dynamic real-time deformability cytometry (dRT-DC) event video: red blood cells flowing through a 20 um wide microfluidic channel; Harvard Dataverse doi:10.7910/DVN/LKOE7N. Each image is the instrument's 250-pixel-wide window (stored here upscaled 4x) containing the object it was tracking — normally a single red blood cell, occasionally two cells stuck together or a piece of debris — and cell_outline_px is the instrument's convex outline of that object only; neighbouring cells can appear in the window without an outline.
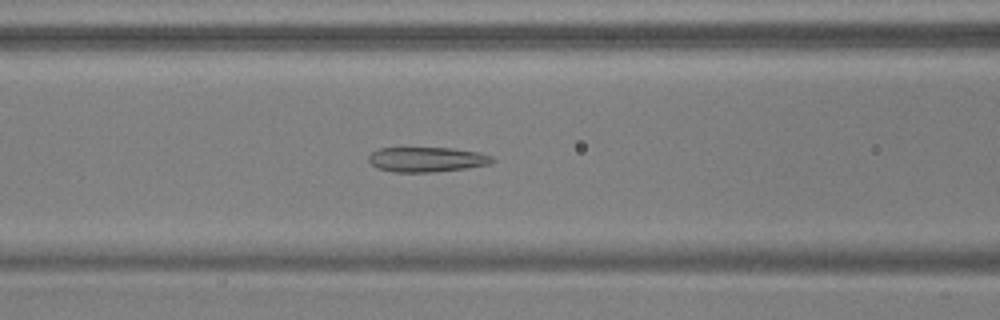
{"species": "common noctule bat (a hibernating species)", "species_latin": "Nyctalus noctula", "temperature_condition": "warm", "stored_images_in_passage": 43, "camera_frame_rate_fps": 3000, "um_per_image_px": 0.085, "animal": {"sex": "male", "body_mass_g": 17.9, "forearm_length_mm": 54.2}, "frame": {"image": 1, "passage_image": 11, "time_ms": 3.333, "image_size_px": [1000, 320], "cell_outline_px": [[496, 160], [488, 164], [468, 168], [432, 172], [392, 172], [376, 168], [368, 160], [368, 156], [372, 152], [380, 148], [452, 148], [480, 152], [492, 156]], "centroid_in_image_um": [36.28, 13.55], "position_along_channel_um": 130.3, "area_um2": 18.03}}
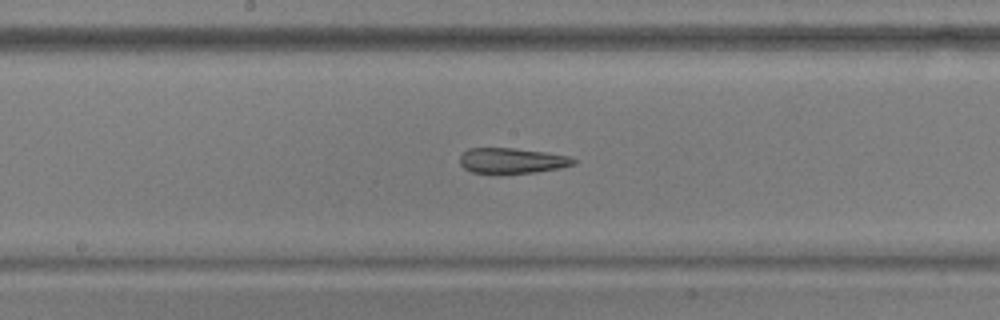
{"frame": {"image": 2, "passage_image": 17, "time_ms": 5.333, "image_size_px": [1000, 320], "cell_outline_px": [[576, 164], [560, 168], [536, 172], [504, 176], [500, 176], [472, 172], [464, 168], [460, 164], [460, 156], [468, 148], [512, 148], [544, 152], [568, 156], [576, 160]], "centroid_in_image_um": [43.48, 13.7], "position_along_channel_um": 204.7, "area_um2": 17.46}}
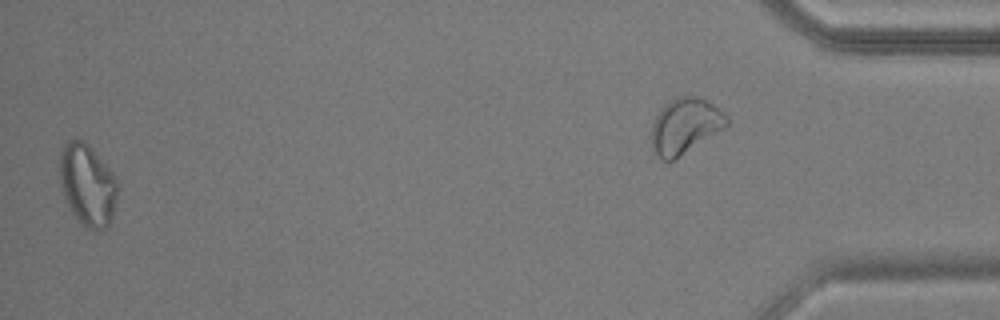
{"frame": {"image": 3, "passage_image": 42, "time_ms": 13.667, "image_size_px": [1000, 320], "cell_outline_px": [[116, 196], [112, 220], [108, 228], [100, 232], [88, 228], [80, 224], [72, 212], [64, 196], [60, 184], [60, 152], [64, 144], [76, 136], [84, 140], [92, 148], [112, 172], [116, 184]], "centroid_in_image_um": [7.42, 15.72], "position_along_channel_um": 427.8, "area_um2": 27.69}, "authors_computed_cell_mechanics": {"area_um2": 20.2878, "velocity_mm_per_s": 3.7166, "shape_relaxation_time_tau1_ms": null, "shape_relaxation_time_tau2_ms": 2.1831, "deformation_change_tau1": null, "deformation_change_tau2": 0.0856}}